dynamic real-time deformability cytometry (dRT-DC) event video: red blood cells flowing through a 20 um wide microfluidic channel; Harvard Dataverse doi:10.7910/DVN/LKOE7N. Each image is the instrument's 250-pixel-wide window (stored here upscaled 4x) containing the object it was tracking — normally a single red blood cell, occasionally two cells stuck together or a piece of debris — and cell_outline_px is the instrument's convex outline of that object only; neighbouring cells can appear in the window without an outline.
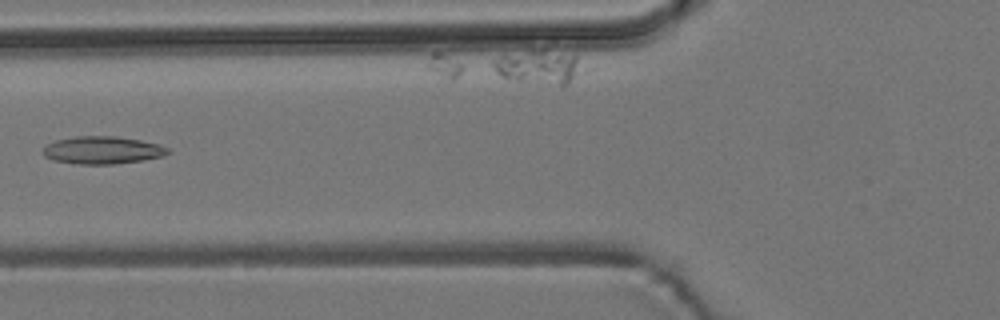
{"species": "common noctule bat (a hibernating species)", "species_latin": "Nyctalus noctula", "temperature_condition": "room temperature", "stored_images_in_passage": 7, "camera_frame_rate_fps": 3000, "um_per_image_px": 0.085, "animal": {"sex": "male", "body_mass_g": 19.2, "forearm_length_mm": 51.8}, "frame": {"image": 1, "passage_image": 5, "time_ms": 5.0, "image_size_px": [1000, 320], "cell_outline_px": [[172, 152], [164, 156], [144, 160], [112, 164], [76, 164], [52, 160], [44, 156], [44, 148], [48, 144], [56, 140], [76, 136], [116, 136], [140, 140], [160, 144], [168, 148]], "centroid_in_image_um": [8.75, 12.76], "position_along_channel_um": 117.1, "area_um2": 20.17}}
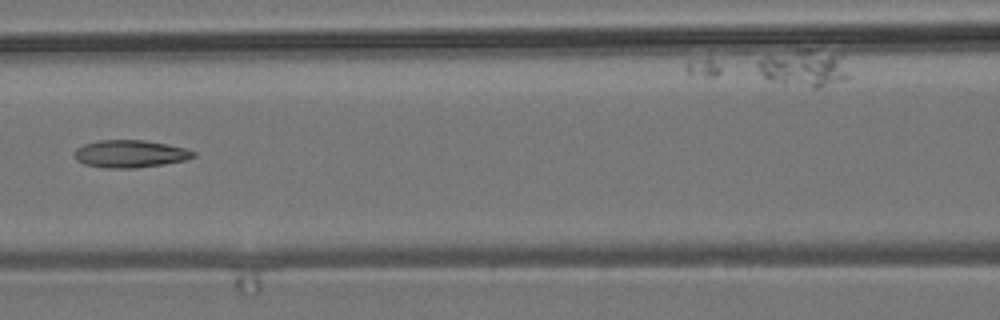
{"frame": {"image": 2, "passage_image": 6, "time_ms": 6.0, "image_size_px": [1000, 320], "cell_outline_px": [[196, 156], [184, 160], [164, 164], [136, 168], [108, 168], [84, 164], [76, 160], [76, 148], [84, 144], [96, 140], [144, 140], [168, 144], [184, 148], [196, 152]], "centroid_in_image_um": [11.07, 13.07], "position_along_channel_um": 155.5, "area_um2": 19.02}}